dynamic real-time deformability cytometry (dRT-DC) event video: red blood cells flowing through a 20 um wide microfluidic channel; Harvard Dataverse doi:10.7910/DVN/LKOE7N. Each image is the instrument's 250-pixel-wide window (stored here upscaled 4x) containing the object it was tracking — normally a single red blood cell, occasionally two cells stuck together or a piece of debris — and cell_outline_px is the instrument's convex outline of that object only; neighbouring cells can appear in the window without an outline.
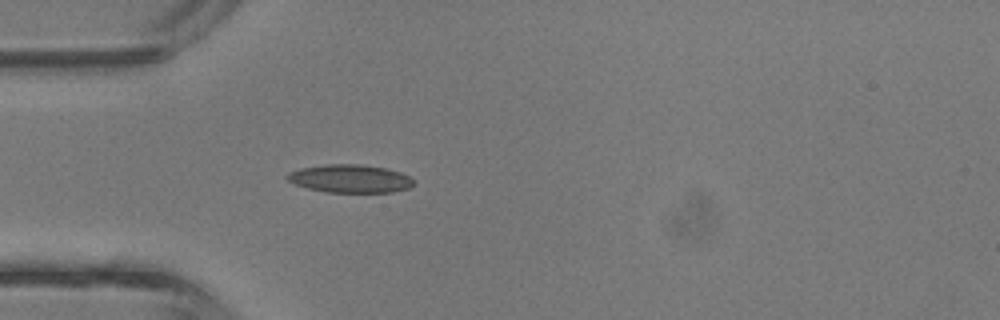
{"species": "common noctule bat (a hibernating species)", "species_latin": "Nyctalus noctula", "temperature_condition": "room temperature", "stored_images_in_passage": 2, "camera_frame_rate_fps": 3000, "um_per_image_px": 0.085, "animal": {"sex": "male", "body_mass_g": 13.3}, "frame": {"image": 1, "passage_image": 2, "time_ms": 0.333, "image_size_px": [1000, 320], "cell_outline_px": [[412, 184], [408, 188], [392, 192], [328, 192], [308, 188], [296, 184], [288, 180], [284, 176], [288, 172], [300, 168], [324, 164], [360, 164], [384, 168], [400, 172], [408, 176], [412, 180]], "centroid_in_image_um": [29.7, 15.17], "position_along_channel_um": 55.3, "area_um2": 20.52}}